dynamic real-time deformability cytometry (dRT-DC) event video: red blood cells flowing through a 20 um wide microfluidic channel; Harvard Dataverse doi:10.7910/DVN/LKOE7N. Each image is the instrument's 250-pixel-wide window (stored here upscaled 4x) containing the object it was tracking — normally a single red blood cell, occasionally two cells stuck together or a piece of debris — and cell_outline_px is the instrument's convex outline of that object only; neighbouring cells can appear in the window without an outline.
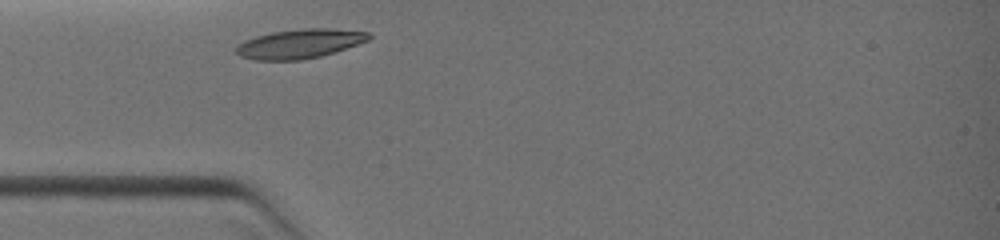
{"species": "common noctule bat (a hibernating species)", "species_latin": "Nyctalus noctula", "temperature_condition": "warm", "stored_images_in_passage": 25, "camera_frame_rate_fps": 3000, "um_per_image_px": 0.085, "animal": {"sex": "female", "body_mass_g": 19.0, "forearm_length_mm": 51.5}, "frame": {"image": 1, "passage_image": 1, "time_ms": 0.0, "image_size_px": [1000, 240], "cell_outline_px": [[372, 36], [368, 40], [320, 56], [300, 60], [256, 60], [240, 56], [236, 52], [236, 48], [244, 40], [256, 36], [272, 32], [304, 28], [328, 28], [368, 32]], "centroid_in_image_um": [25.44, 3.71], "position_along_channel_um": 59.6, "area_um2": 22.25}}
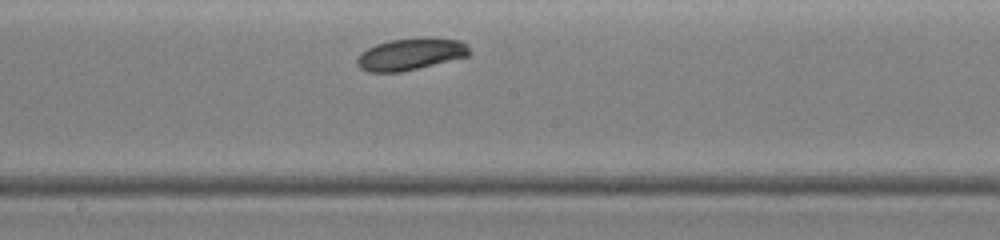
{"frame": {"image": 2, "passage_image": 12, "time_ms": 3.333, "image_size_px": [1000, 240], "cell_outline_px": [[468, 56], [400, 72], [368, 72], [360, 68], [356, 64], [356, 60], [360, 52], [376, 44], [388, 40], [424, 36], [428, 36], [460, 40], [468, 48]], "centroid_in_image_um": [34.85, 4.58], "position_along_channel_um": 213.3, "area_um2": 20.98}}
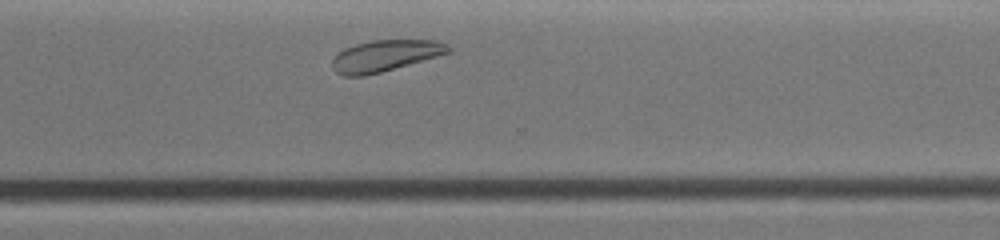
{"frame": {"image": 3, "passage_image": 22, "time_ms": 6.0, "image_size_px": [1000, 240], "cell_outline_px": [[452, 52], [380, 72], [364, 76], [344, 76], [336, 72], [332, 68], [332, 60], [344, 48], [356, 44], [372, 40], [436, 40], [452, 48]], "centroid_in_image_um": [32.73, 4.73], "position_along_channel_um": 337.9, "area_um2": 20.98}}